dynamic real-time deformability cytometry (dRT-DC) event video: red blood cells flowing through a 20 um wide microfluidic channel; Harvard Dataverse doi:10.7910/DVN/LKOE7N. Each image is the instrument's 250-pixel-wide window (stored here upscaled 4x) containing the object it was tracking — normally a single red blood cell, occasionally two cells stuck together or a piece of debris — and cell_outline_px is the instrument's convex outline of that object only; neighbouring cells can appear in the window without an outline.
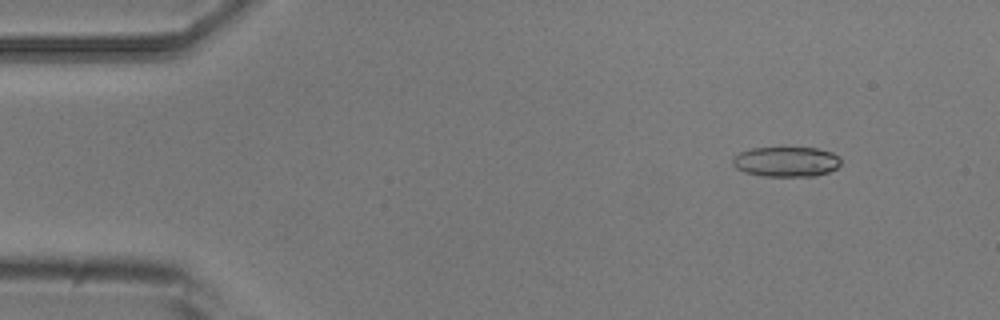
{"species": "common noctule bat (a hibernating species)", "species_latin": "Nyctalus noctula", "temperature_condition": "room temperature", "stored_images_in_passage": 4, "camera_frame_rate_fps": 3000, "um_per_image_px": 0.085, "animal": {"sex": "male", "body_mass_g": 20.5, "forearm_length_mm": 52.5}, "frame": {"image": 1, "passage_image": 2, "time_ms": 1.0, "image_size_px": [1000, 320], "cell_outline_px": [[840, 164], [836, 168], [828, 172], [816, 176], [764, 176], [744, 172], [736, 168], [732, 164], [732, 160], [740, 152], [752, 148], [816, 148], [832, 152], [840, 156]], "centroid_in_image_um": [66.84, 13.75], "position_along_channel_um": 18.2, "area_um2": 18.9}}